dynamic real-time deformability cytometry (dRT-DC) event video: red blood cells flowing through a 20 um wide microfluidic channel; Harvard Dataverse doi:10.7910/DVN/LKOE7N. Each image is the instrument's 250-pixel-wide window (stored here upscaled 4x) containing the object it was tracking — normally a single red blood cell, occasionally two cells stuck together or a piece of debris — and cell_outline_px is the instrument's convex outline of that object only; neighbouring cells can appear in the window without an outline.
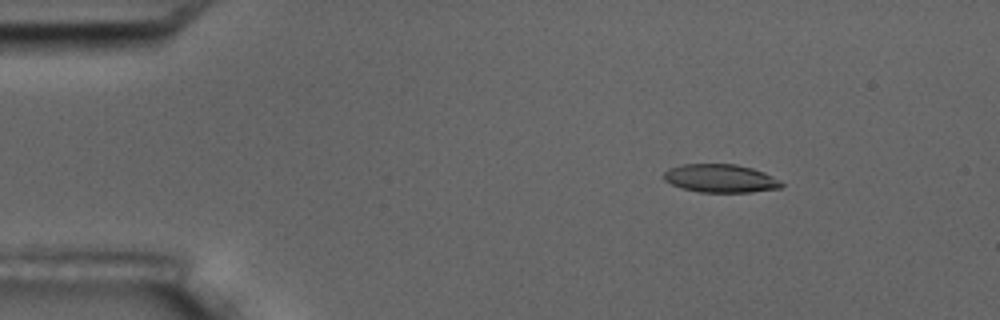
{"species": "common noctule bat (a hibernating species)", "species_latin": "Nyctalus noctula", "temperature_condition": "room temperature", "stored_images_in_passage": 5, "camera_frame_rate_fps": 3000, "um_per_image_px": 0.085, "animal": {"sex": "male", "body_mass_g": 17.5, "forearm_length_mm": 52.3}, "frame": {"image": 1, "passage_image": 2, "time_ms": 1.333, "image_size_px": [1000, 320], "cell_outline_px": [[784, 184], [780, 188], [752, 192], [700, 192], [684, 188], [672, 184], [664, 180], [664, 172], [668, 168], [680, 164], [736, 164], [752, 168], [764, 172], [772, 176]], "centroid_in_image_um": [61.23, 15.15], "position_along_channel_um": 23.8, "area_um2": 19.31}}
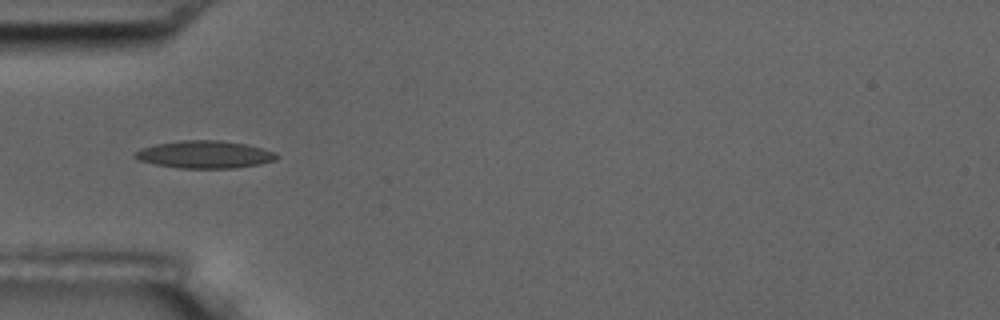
{"frame": {"image": 2, "passage_image": 5, "time_ms": 4.667, "image_size_px": [1000, 320], "cell_outline_px": [[280, 156], [276, 160], [260, 164], [232, 168], [180, 168], [156, 164], [140, 160], [132, 156], [140, 148], [156, 144], [180, 140], [220, 140], [248, 144], [272, 152]], "centroid_in_image_um": [17.4, 13.12], "position_along_channel_um": 67.6, "area_um2": 22.6}}